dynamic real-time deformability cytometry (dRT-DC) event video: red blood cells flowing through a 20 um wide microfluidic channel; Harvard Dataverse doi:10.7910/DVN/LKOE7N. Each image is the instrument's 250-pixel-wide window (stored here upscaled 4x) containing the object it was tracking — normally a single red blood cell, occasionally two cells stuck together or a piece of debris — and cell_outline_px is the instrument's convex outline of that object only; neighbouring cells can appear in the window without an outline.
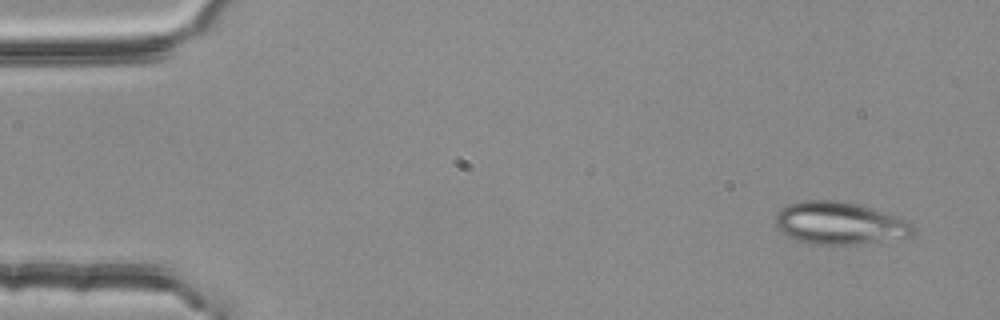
{"species": "common noctule bat (a hibernating species)", "species_latin": "Nyctalus noctula", "temperature_condition": "room temperature", "stored_images_in_passage": 13, "camera_frame_rate_fps": 3000, "um_per_image_px": 0.085, "animal": {"sex": "female", "body_mass_g": 25.1}, "frame": {"image": 1, "passage_image": 1, "time_ms": 0.0, "image_size_px": [1000, 320], "cell_outline_px": [[916, 232], [908, 236], [856, 244], [816, 244], [796, 240], [780, 232], [776, 224], [776, 216], [780, 208], [788, 204], [804, 200], [840, 200], [856, 204], [896, 216], [912, 224], [916, 228]], "centroid_in_image_um": [71.32, 18.96], "position_along_channel_um": 13.7, "area_um2": 33.64}}